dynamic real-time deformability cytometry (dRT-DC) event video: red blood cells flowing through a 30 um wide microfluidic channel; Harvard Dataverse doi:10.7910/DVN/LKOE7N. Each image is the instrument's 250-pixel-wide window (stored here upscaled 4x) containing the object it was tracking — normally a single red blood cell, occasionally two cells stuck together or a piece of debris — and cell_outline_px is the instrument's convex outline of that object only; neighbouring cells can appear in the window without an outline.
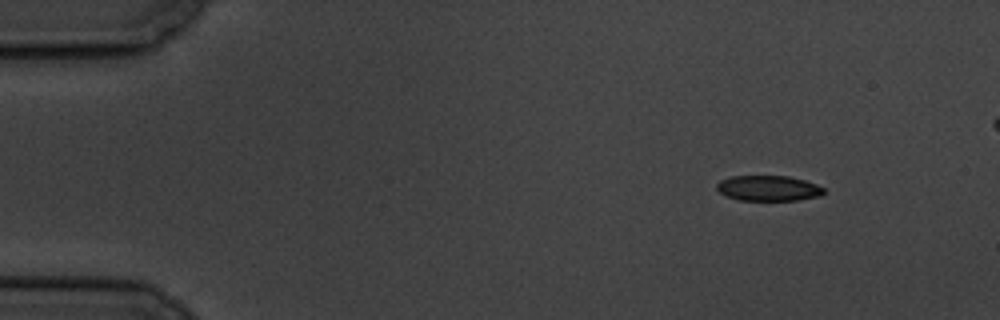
{"species": "common noctule bat (a hibernating species)", "species_latin": "Nyctalus noctula", "temperature_condition": "cold", "stored_images_in_passage": 5, "segment_of_instrument_passage": [1, 2], "camera_frame_rate_fps": 3000, "um_per_image_px": 0.085, "animal": {"sex": "male", "body_mass_g": 19.5, "forearm_length_mm": 54.6}, "frame": {"image": 1, "passage_image": 1, "time_ms": 0.0, "image_size_px": [1000, 320], "cell_outline_px": [[824, 192], [820, 196], [796, 200], [736, 200], [720, 192], [716, 188], [716, 184], [720, 180], [732, 176], [788, 176], [804, 180], [816, 184], [824, 188]], "centroid_in_image_um": [65.3, 16.0], "position_along_channel_um": 19.7, "area_um2": 15.78}}